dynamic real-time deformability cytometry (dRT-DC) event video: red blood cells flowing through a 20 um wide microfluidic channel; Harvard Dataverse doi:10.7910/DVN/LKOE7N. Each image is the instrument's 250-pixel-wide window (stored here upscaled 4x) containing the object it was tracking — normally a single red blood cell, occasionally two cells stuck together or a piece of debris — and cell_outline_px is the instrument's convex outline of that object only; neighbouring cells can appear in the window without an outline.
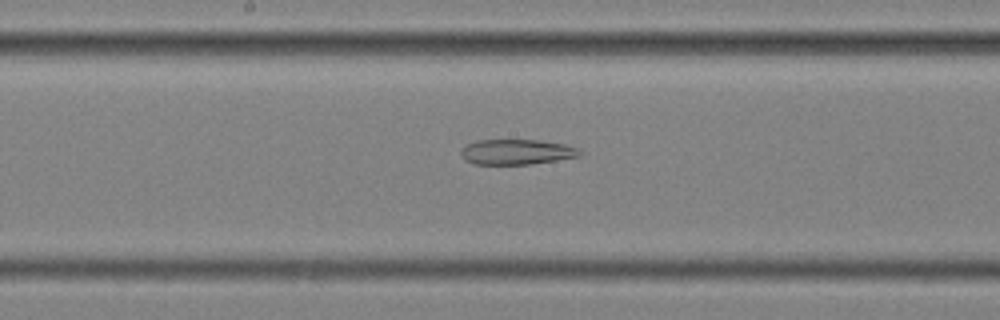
{"species": "common noctule bat (a hibernating species)", "species_latin": "Nyctalus noctula", "temperature_condition": "cold", "stored_images_in_passage": 54, "segment_of_instrument_passage": [2, 2], "camera_frame_rate_fps": 3000, "um_per_image_px": 0.085, "animal": {"sex": "female", "body_mass_g": 25.1}, "frame": {"image": 1, "passage_image": 27, "time_ms": 8.667, "image_size_px": [1000, 320], "cell_outline_px": [[580, 156], [532, 164], [472, 164], [464, 160], [460, 156], [460, 152], [468, 144], [476, 140], [540, 140], [564, 144], [580, 148]], "centroid_in_image_um": [43.9, 12.91], "position_along_channel_um": 204.3, "area_um2": 17.51}}
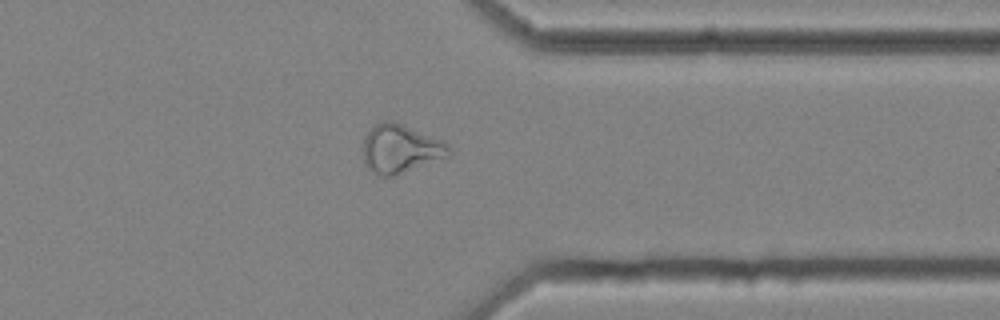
{"frame": {"image": 2, "passage_image": 42, "time_ms": 13.667, "image_size_px": [1000, 320], "cell_outline_px": [[452, 152], [448, 156], [392, 176], [380, 176], [372, 172], [364, 164], [364, 136], [376, 124], [384, 120], [396, 120], [444, 140], [448, 144]], "centroid_in_image_um": [34.05, 12.61], "position_along_channel_um": 377.3, "area_um2": 24.45}}
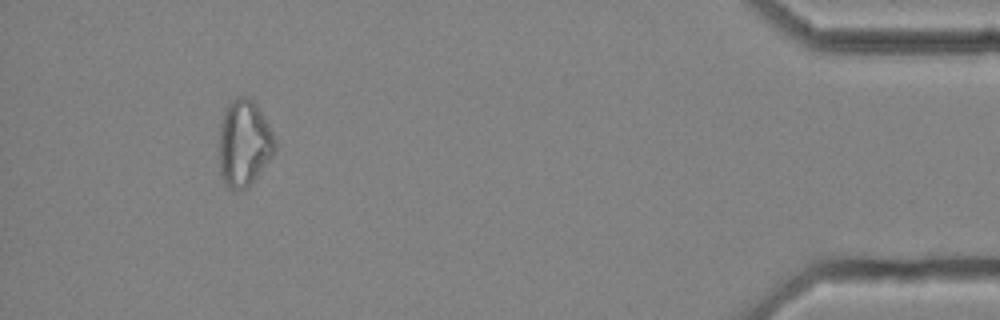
{"frame": {"image": 3, "passage_image": 50, "time_ms": 16.333, "image_size_px": [1000, 320], "cell_outline_px": [[276, 148], [272, 156], [256, 176], [244, 188], [228, 188], [224, 184], [220, 172], [220, 120], [224, 108], [236, 96], [244, 96], [252, 100], [256, 104], [268, 124], [276, 140]], "centroid_in_image_um": [20.73, 12.12], "position_along_channel_um": 414.5, "area_um2": 27.8}}